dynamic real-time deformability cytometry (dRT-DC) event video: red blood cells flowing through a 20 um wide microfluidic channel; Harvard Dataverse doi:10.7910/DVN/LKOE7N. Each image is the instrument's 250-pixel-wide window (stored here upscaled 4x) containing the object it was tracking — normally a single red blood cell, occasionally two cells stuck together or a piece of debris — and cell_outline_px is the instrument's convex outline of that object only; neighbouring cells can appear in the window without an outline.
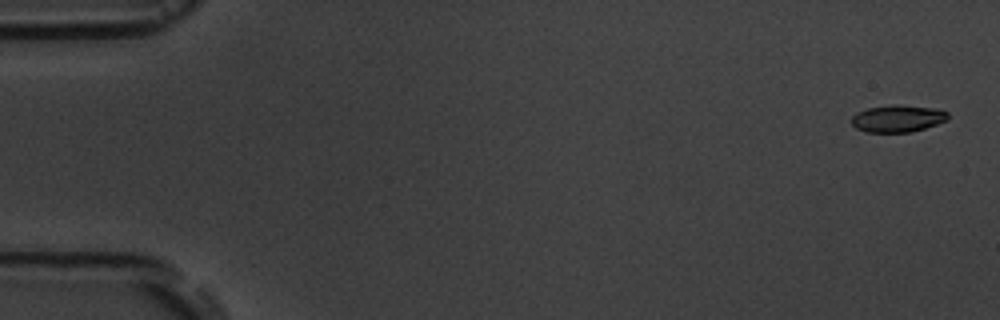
{"species": "common noctule bat (a hibernating species)", "species_latin": "Nyctalus noctula", "temperature_condition": "room temperature", "stored_images_in_passage": 5, "camera_frame_rate_fps": 3000, "um_per_image_px": 0.085, "animal": {"sex": "male", "body_mass_g": 19.5, "forearm_length_mm": 54.6}, "frame": {"image": 1, "passage_image": 1, "time_ms": 0.0, "image_size_px": [1000, 320], "cell_outline_px": [[948, 120], [912, 132], [868, 132], [856, 128], [852, 124], [852, 116], [856, 112], [868, 108], [892, 104], [900, 104], [936, 108], [948, 112]], "centroid_in_image_um": [76.31, 10.06], "position_along_channel_um": 8.7, "area_um2": 15.32}}
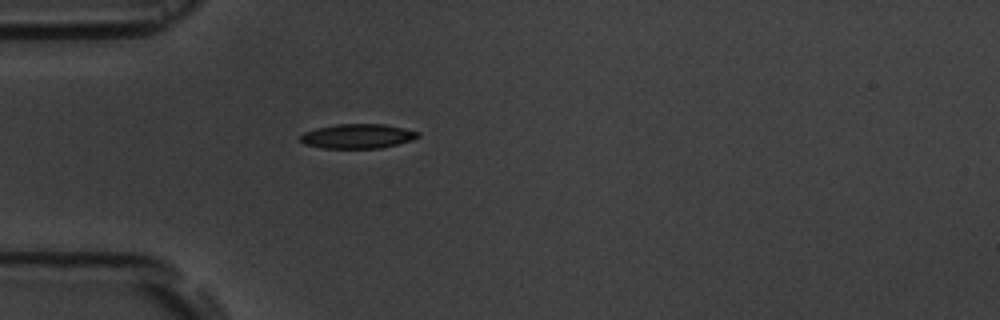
{"frame": {"image": 2, "passage_image": 5, "time_ms": 5.0, "image_size_px": [1000, 320], "cell_outline_px": [[420, 136], [412, 140], [380, 148], [320, 148], [304, 144], [300, 140], [300, 136], [304, 132], [316, 128], [336, 124], [384, 124], [404, 128], [420, 132]], "centroid_in_image_um": [30.39, 11.57], "position_along_channel_um": 54.6, "area_um2": 16.82}}